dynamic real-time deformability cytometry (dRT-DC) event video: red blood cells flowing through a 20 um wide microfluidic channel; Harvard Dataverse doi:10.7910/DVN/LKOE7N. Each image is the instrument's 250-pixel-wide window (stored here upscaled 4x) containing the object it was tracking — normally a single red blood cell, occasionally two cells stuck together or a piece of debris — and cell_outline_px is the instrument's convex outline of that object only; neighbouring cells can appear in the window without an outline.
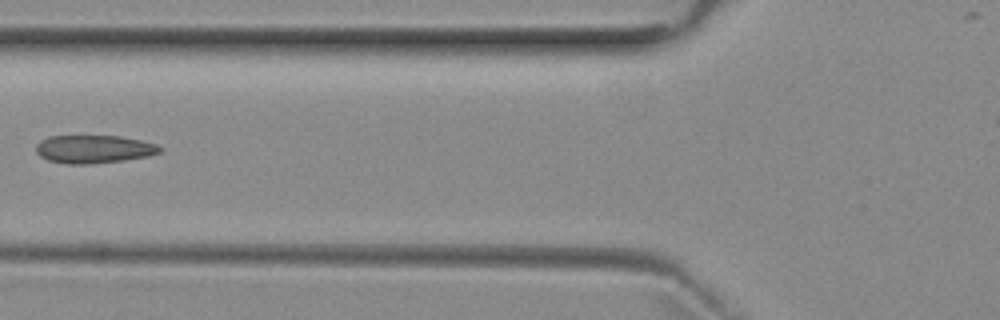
{"species": "common noctule bat (a hibernating species)", "species_latin": "Nyctalus noctula", "temperature_condition": "room temperature", "stored_images_in_passage": 6, "camera_frame_rate_fps": 3000, "um_per_image_px": 0.085, "animal": {"sex": "female", "body_mass_g": 29.2, "forearm_length_mm": 56.3}, "frame": {"image": 1, "passage_image": 5, "time_ms": 4.667, "image_size_px": [1000, 320], "cell_outline_px": [[164, 148], [160, 152], [148, 156], [124, 160], [88, 164], [68, 164], [48, 160], [40, 156], [36, 152], [36, 144], [40, 140], [48, 136], [120, 136], [140, 140], [156, 144]], "centroid_in_image_um": [7.96, 12.67], "position_along_channel_um": 117.8, "area_um2": 20.29}}
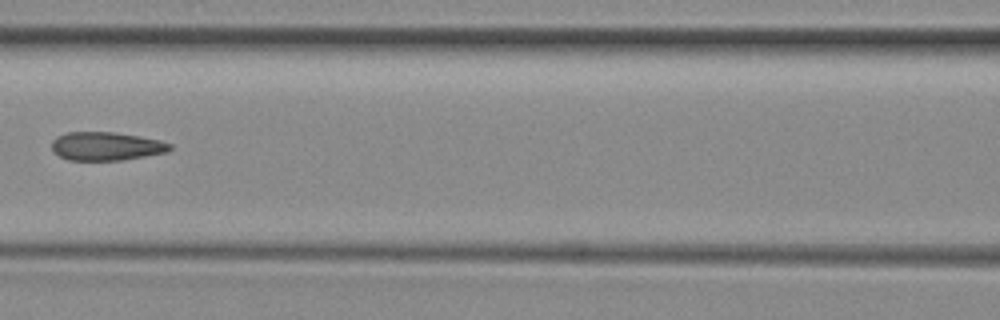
{"frame": {"image": 2, "passage_image": 6, "time_ms": 5.667, "image_size_px": [1000, 320], "cell_outline_px": [[172, 148], [168, 152], [124, 160], [68, 160], [60, 156], [52, 148], [52, 140], [56, 136], [68, 132], [116, 132], [140, 136], [160, 140], [172, 144]], "centroid_in_image_um": [9.06, 12.42], "position_along_channel_um": 157.5, "area_um2": 19.71}}